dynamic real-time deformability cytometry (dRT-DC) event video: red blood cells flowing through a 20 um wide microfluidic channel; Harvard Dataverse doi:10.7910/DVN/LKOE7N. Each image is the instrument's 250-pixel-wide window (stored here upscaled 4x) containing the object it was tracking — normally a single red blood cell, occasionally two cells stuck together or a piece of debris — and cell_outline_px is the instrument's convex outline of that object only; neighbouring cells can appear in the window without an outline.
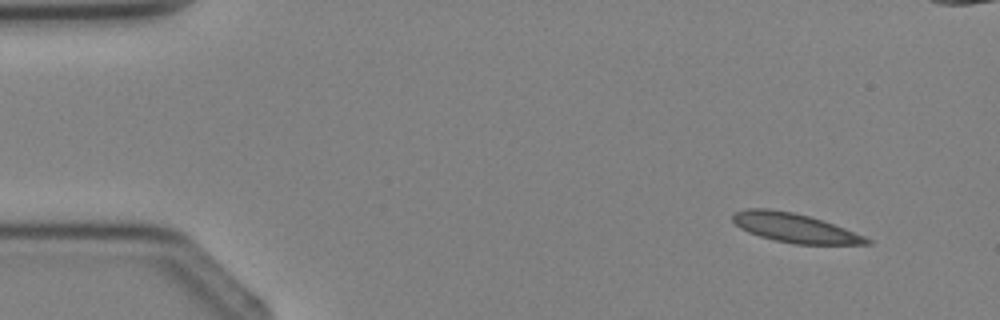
{"species": "Egyptian fruit bat (a non-hibernating species)", "species_latin": "Rousettus aegyptiacus", "temperature_condition": "cold", "stored_images_in_passage": 4, "camera_frame_rate_fps": 3000, "um_per_image_px": 0.085, "animal": {"sex": "female"}, "frame": {"image": 1, "passage_image": 1, "time_ms": 0.0, "image_size_px": [1000, 320], "cell_outline_px": [[872, 244], [792, 244], [760, 236], [748, 232], [740, 228], [732, 220], [732, 216], [736, 212], [748, 208], [768, 208], [792, 212], [808, 216], [844, 228], [864, 236], [872, 240]], "centroid_in_image_um": [67.53, 19.37], "position_along_channel_um": 17.5, "area_um2": 22.43}}